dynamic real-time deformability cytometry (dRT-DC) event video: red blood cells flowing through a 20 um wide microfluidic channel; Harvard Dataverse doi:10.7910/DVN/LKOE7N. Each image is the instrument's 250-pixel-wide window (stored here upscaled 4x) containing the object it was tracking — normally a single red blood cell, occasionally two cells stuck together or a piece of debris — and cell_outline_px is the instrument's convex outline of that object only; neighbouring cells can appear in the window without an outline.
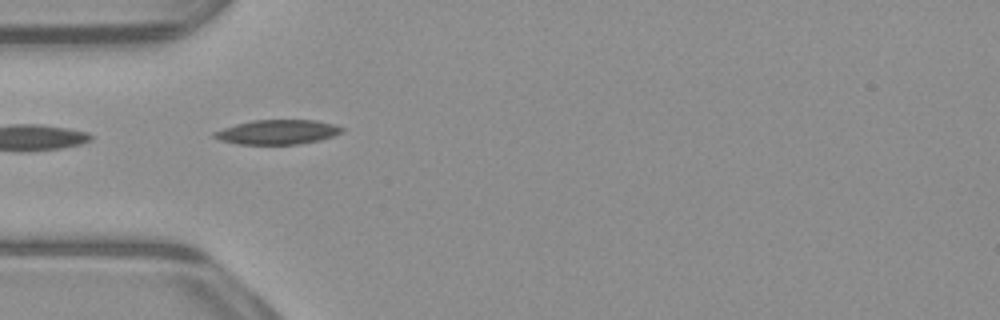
{"species": "common noctule bat (a hibernating species)", "species_latin": "Nyctalus noctula", "temperature_condition": "warm", "stored_images_in_passage": 23, "camera_frame_rate_fps": 3000, "um_per_image_px": 0.085, "animal": {"sex": "male", "body_mass_g": 23.1, "forearm_length_mm": 52.7}, "frame": {"image": 1, "passage_image": 2, "time_ms": 0.333, "image_size_px": [1000, 320], "cell_outline_px": [[344, 132], [320, 140], [296, 144], [240, 144], [220, 140], [212, 136], [212, 132], [236, 124], [252, 120], [316, 120], [332, 124], [344, 128]], "centroid_in_image_um": [23.58, 11.22], "position_along_channel_um": 61.4, "area_um2": 18.15}}
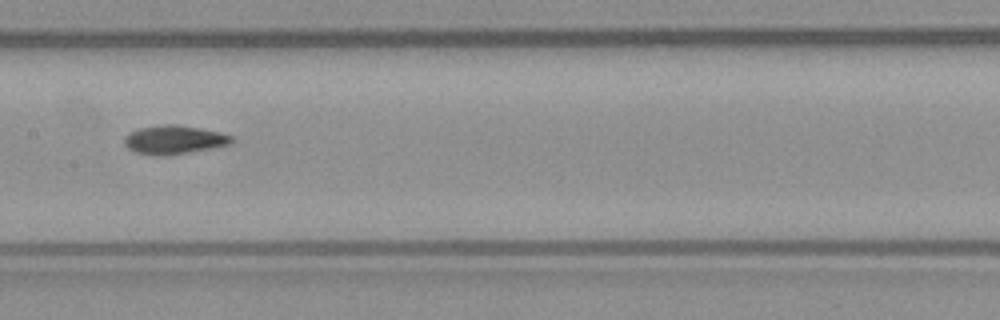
{"frame": {"image": 2, "passage_image": 12, "time_ms": 3.667, "image_size_px": [1000, 320], "cell_outline_px": [[236, 140], [228, 144], [188, 152], [164, 156], [136, 152], [128, 148], [124, 144], [124, 136], [140, 128], [164, 124], [176, 124], [200, 128], [220, 132], [232, 136]], "centroid_in_image_um": [14.8, 11.86], "position_along_channel_um": 192.6, "area_um2": 17.63}}
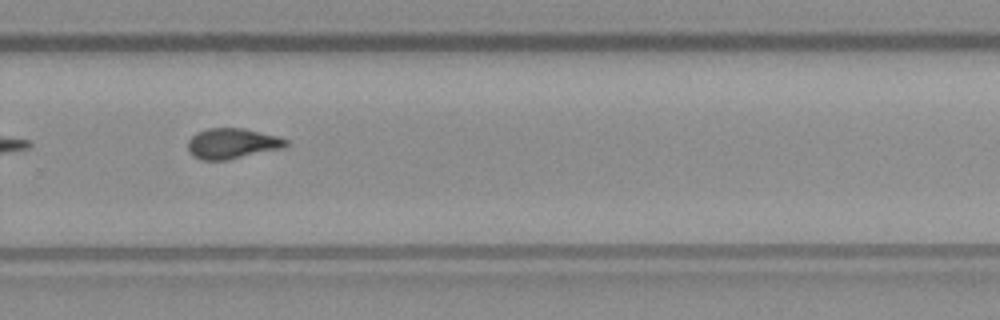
{"frame": {"image": 3, "passage_image": 21, "time_ms": 6.667, "image_size_px": [1000, 320], "cell_outline_px": [[288, 144], [284, 148], [228, 160], [200, 160], [192, 156], [188, 148], [188, 140], [196, 132], [208, 128], [244, 128], [276, 136], [288, 140]], "centroid_in_image_um": [19.72, 12.2], "position_along_channel_um": 310.1, "area_um2": 17.51}}